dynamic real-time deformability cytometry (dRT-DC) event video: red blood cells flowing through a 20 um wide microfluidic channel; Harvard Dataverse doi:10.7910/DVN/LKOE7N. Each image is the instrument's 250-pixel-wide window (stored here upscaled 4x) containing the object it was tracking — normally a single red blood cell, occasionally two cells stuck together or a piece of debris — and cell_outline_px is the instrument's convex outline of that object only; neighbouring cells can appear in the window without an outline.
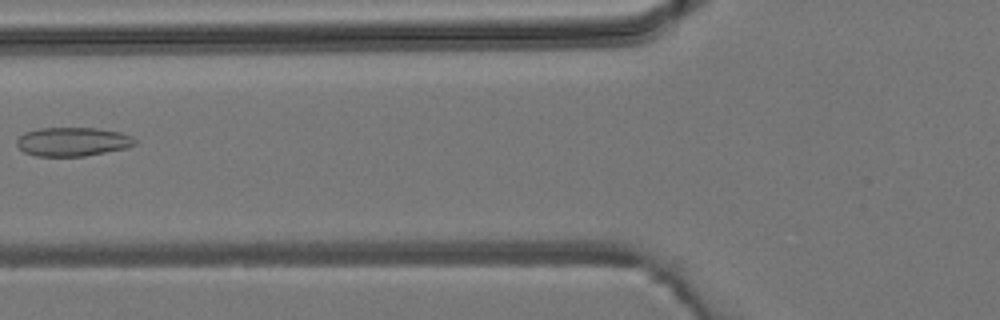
{"species": "common noctule bat (a hibernating species)", "species_latin": "Nyctalus noctula", "temperature_condition": "room temperature", "stored_images_in_passage": 5, "camera_frame_rate_fps": 3000, "um_per_image_px": 0.085, "animal": {"sex": "male", "body_mass_g": 19.2, "forearm_length_mm": 51.8}, "frame": {"image": 1, "passage_image": 5, "time_ms": 5.667, "image_size_px": [1000, 320], "cell_outline_px": [[136, 144], [128, 148], [84, 156], [36, 156], [24, 152], [16, 144], [16, 140], [24, 132], [40, 128], [96, 128], [120, 132], [132, 136], [136, 140]], "centroid_in_image_um": [6.19, 12.04], "position_along_channel_um": 119.6, "area_um2": 19.94}}